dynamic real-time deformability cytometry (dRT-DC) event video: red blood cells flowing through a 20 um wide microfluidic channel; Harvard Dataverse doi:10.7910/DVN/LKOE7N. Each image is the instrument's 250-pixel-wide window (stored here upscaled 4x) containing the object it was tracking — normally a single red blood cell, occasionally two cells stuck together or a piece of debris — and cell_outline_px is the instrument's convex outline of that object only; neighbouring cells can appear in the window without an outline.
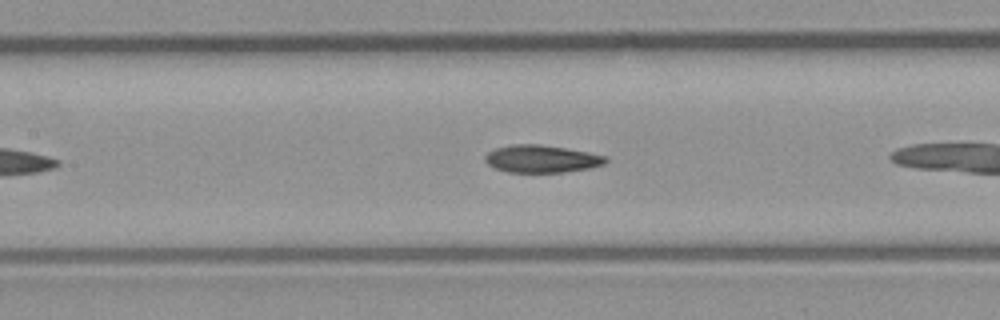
{"species": "common noctule bat (a hibernating species)", "species_latin": "Nyctalus noctula", "temperature_condition": "room temperature", "stored_images_in_passage": 9, "camera_frame_rate_fps": 3000, "um_per_image_px": 0.085, "animal": {"sex": "male", "body_mass_g": 23.1, "forearm_length_mm": 52.7}, "frame": {"image": 1, "passage_image": 8, "time_ms": 2.333, "image_size_px": [1000, 320], "cell_outline_px": [[608, 160], [604, 164], [588, 168], [564, 172], [508, 172], [496, 168], [488, 164], [484, 160], [484, 156], [488, 152], [496, 148], [512, 144], [540, 144], [588, 152], [608, 156]], "centroid_in_image_um": [46.03, 13.5], "position_along_channel_um": 161.4, "area_um2": 19.25}}